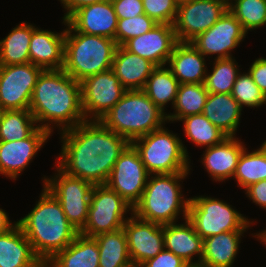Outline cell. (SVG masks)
I'll list each match as a JSON object with an SVG mask.
<instances>
[{
	"instance_id": "cell-1",
	"label": "cell",
	"mask_w": 266,
	"mask_h": 267,
	"mask_svg": "<svg viewBox=\"0 0 266 267\" xmlns=\"http://www.w3.org/2000/svg\"><path fill=\"white\" fill-rule=\"evenodd\" d=\"M57 167L93 185H105L115 162L131 144L100 121H85L60 132Z\"/></svg>"
},
{
	"instance_id": "cell-2",
	"label": "cell",
	"mask_w": 266,
	"mask_h": 267,
	"mask_svg": "<svg viewBox=\"0 0 266 267\" xmlns=\"http://www.w3.org/2000/svg\"><path fill=\"white\" fill-rule=\"evenodd\" d=\"M29 110L38 127L51 135L85 122L81 84L63 69L43 70L34 87Z\"/></svg>"
},
{
	"instance_id": "cell-3",
	"label": "cell",
	"mask_w": 266,
	"mask_h": 267,
	"mask_svg": "<svg viewBox=\"0 0 266 267\" xmlns=\"http://www.w3.org/2000/svg\"><path fill=\"white\" fill-rule=\"evenodd\" d=\"M17 223L40 260H51L79 234L60 202L44 185L34 208Z\"/></svg>"
},
{
	"instance_id": "cell-4",
	"label": "cell",
	"mask_w": 266,
	"mask_h": 267,
	"mask_svg": "<svg viewBox=\"0 0 266 267\" xmlns=\"http://www.w3.org/2000/svg\"><path fill=\"white\" fill-rule=\"evenodd\" d=\"M189 173L151 174L132 213L145 221L160 225L178 222L188 215L189 198L183 197L182 180ZM181 181V182H180Z\"/></svg>"
},
{
	"instance_id": "cell-5",
	"label": "cell",
	"mask_w": 266,
	"mask_h": 267,
	"mask_svg": "<svg viewBox=\"0 0 266 267\" xmlns=\"http://www.w3.org/2000/svg\"><path fill=\"white\" fill-rule=\"evenodd\" d=\"M99 121L130 143L168 123L166 114L143 90H126Z\"/></svg>"
},
{
	"instance_id": "cell-6",
	"label": "cell",
	"mask_w": 266,
	"mask_h": 267,
	"mask_svg": "<svg viewBox=\"0 0 266 267\" xmlns=\"http://www.w3.org/2000/svg\"><path fill=\"white\" fill-rule=\"evenodd\" d=\"M63 70L78 82L112 69L118 47L115 40L75 31L65 20Z\"/></svg>"
},
{
	"instance_id": "cell-7",
	"label": "cell",
	"mask_w": 266,
	"mask_h": 267,
	"mask_svg": "<svg viewBox=\"0 0 266 267\" xmlns=\"http://www.w3.org/2000/svg\"><path fill=\"white\" fill-rule=\"evenodd\" d=\"M177 134L165 125L135 139L131 144L138 151L147 172L151 174L190 173L187 147Z\"/></svg>"
},
{
	"instance_id": "cell-8",
	"label": "cell",
	"mask_w": 266,
	"mask_h": 267,
	"mask_svg": "<svg viewBox=\"0 0 266 267\" xmlns=\"http://www.w3.org/2000/svg\"><path fill=\"white\" fill-rule=\"evenodd\" d=\"M187 219L202 239L226 231H247L254 223L230 203L203 195L190 198Z\"/></svg>"
},
{
	"instance_id": "cell-9",
	"label": "cell",
	"mask_w": 266,
	"mask_h": 267,
	"mask_svg": "<svg viewBox=\"0 0 266 267\" xmlns=\"http://www.w3.org/2000/svg\"><path fill=\"white\" fill-rule=\"evenodd\" d=\"M132 211L133 207L118 193L106 185H94L91 192L88 219L79 233L87 237H95L102 233L121 229L128 219L127 213L132 214Z\"/></svg>"
},
{
	"instance_id": "cell-10",
	"label": "cell",
	"mask_w": 266,
	"mask_h": 267,
	"mask_svg": "<svg viewBox=\"0 0 266 267\" xmlns=\"http://www.w3.org/2000/svg\"><path fill=\"white\" fill-rule=\"evenodd\" d=\"M56 173L51 178L45 177L43 185L60 202L69 222L80 232L86 225L93 184L72 177L56 166Z\"/></svg>"
},
{
	"instance_id": "cell-11",
	"label": "cell",
	"mask_w": 266,
	"mask_h": 267,
	"mask_svg": "<svg viewBox=\"0 0 266 267\" xmlns=\"http://www.w3.org/2000/svg\"><path fill=\"white\" fill-rule=\"evenodd\" d=\"M227 10V0H190L178 4L173 24L177 41H193L210 29Z\"/></svg>"
},
{
	"instance_id": "cell-12",
	"label": "cell",
	"mask_w": 266,
	"mask_h": 267,
	"mask_svg": "<svg viewBox=\"0 0 266 267\" xmlns=\"http://www.w3.org/2000/svg\"><path fill=\"white\" fill-rule=\"evenodd\" d=\"M149 175L138 151L130 144L115 162L105 185L134 207L143 194Z\"/></svg>"
},
{
	"instance_id": "cell-13",
	"label": "cell",
	"mask_w": 266,
	"mask_h": 267,
	"mask_svg": "<svg viewBox=\"0 0 266 267\" xmlns=\"http://www.w3.org/2000/svg\"><path fill=\"white\" fill-rule=\"evenodd\" d=\"M80 84L86 121H99L126 91L112 69L89 76Z\"/></svg>"
},
{
	"instance_id": "cell-14",
	"label": "cell",
	"mask_w": 266,
	"mask_h": 267,
	"mask_svg": "<svg viewBox=\"0 0 266 267\" xmlns=\"http://www.w3.org/2000/svg\"><path fill=\"white\" fill-rule=\"evenodd\" d=\"M43 69L34 64L0 66V104L5 110L29 109Z\"/></svg>"
},
{
	"instance_id": "cell-15",
	"label": "cell",
	"mask_w": 266,
	"mask_h": 267,
	"mask_svg": "<svg viewBox=\"0 0 266 267\" xmlns=\"http://www.w3.org/2000/svg\"><path fill=\"white\" fill-rule=\"evenodd\" d=\"M248 33L235 16L227 12L207 31L199 34L190 43L206 58H230L232 50L244 41Z\"/></svg>"
},
{
	"instance_id": "cell-16",
	"label": "cell",
	"mask_w": 266,
	"mask_h": 267,
	"mask_svg": "<svg viewBox=\"0 0 266 267\" xmlns=\"http://www.w3.org/2000/svg\"><path fill=\"white\" fill-rule=\"evenodd\" d=\"M123 229L134 267H140L164 249L163 225L142 220L132 213Z\"/></svg>"
},
{
	"instance_id": "cell-17",
	"label": "cell",
	"mask_w": 266,
	"mask_h": 267,
	"mask_svg": "<svg viewBox=\"0 0 266 267\" xmlns=\"http://www.w3.org/2000/svg\"><path fill=\"white\" fill-rule=\"evenodd\" d=\"M50 136L51 134L47 130L38 127L26 139L10 142L0 141V174L16 180Z\"/></svg>"
},
{
	"instance_id": "cell-18",
	"label": "cell",
	"mask_w": 266,
	"mask_h": 267,
	"mask_svg": "<svg viewBox=\"0 0 266 267\" xmlns=\"http://www.w3.org/2000/svg\"><path fill=\"white\" fill-rule=\"evenodd\" d=\"M177 43L173 25L158 24L147 33L131 38L123 47L130 53L149 60L155 66H167Z\"/></svg>"
},
{
	"instance_id": "cell-19",
	"label": "cell",
	"mask_w": 266,
	"mask_h": 267,
	"mask_svg": "<svg viewBox=\"0 0 266 267\" xmlns=\"http://www.w3.org/2000/svg\"><path fill=\"white\" fill-rule=\"evenodd\" d=\"M117 20L111 0H106L81 7L66 22L77 32L116 41Z\"/></svg>"
},
{
	"instance_id": "cell-20",
	"label": "cell",
	"mask_w": 266,
	"mask_h": 267,
	"mask_svg": "<svg viewBox=\"0 0 266 267\" xmlns=\"http://www.w3.org/2000/svg\"><path fill=\"white\" fill-rule=\"evenodd\" d=\"M244 149V142L237 137H226L220 144L207 147L201 162L213 181L225 182L233 178Z\"/></svg>"
},
{
	"instance_id": "cell-21",
	"label": "cell",
	"mask_w": 266,
	"mask_h": 267,
	"mask_svg": "<svg viewBox=\"0 0 266 267\" xmlns=\"http://www.w3.org/2000/svg\"><path fill=\"white\" fill-rule=\"evenodd\" d=\"M64 52L65 29L58 33L33 26L29 48L32 64L43 70L63 69Z\"/></svg>"
},
{
	"instance_id": "cell-22",
	"label": "cell",
	"mask_w": 266,
	"mask_h": 267,
	"mask_svg": "<svg viewBox=\"0 0 266 267\" xmlns=\"http://www.w3.org/2000/svg\"><path fill=\"white\" fill-rule=\"evenodd\" d=\"M163 236L164 249L181 257L187 263H200L203 239L187 218L183 224L175 222L163 225ZM195 256L198 257V260H195Z\"/></svg>"
},
{
	"instance_id": "cell-23",
	"label": "cell",
	"mask_w": 266,
	"mask_h": 267,
	"mask_svg": "<svg viewBox=\"0 0 266 267\" xmlns=\"http://www.w3.org/2000/svg\"><path fill=\"white\" fill-rule=\"evenodd\" d=\"M167 65L180 84H202L205 81V56L190 42H178Z\"/></svg>"
},
{
	"instance_id": "cell-24",
	"label": "cell",
	"mask_w": 266,
	"mask_h": 267,
	"mask_svg": "<svg viewBox=\"0 0 266 267\" xmlns=\"http://www.w3.org/2000/svg\"><path fill=\"white\" fill-rule=\"evenodd\" d=\"M156 66L149 60L118 46L112 63L114 75L126 90H143Z\"/></svg>"
},
{
	"instance_id": "cell-25",
	"label": "cell",
	"mask_w": 266,
	"mask_h": 267,
	"mask_svg": "<svg viewBox=\"0 0 266 267\" xmlns=\"http://www.w3.org/2000/svg\"><path fill=\"white\" fill-rule=\"evenodd\" d=\"M242 110L231 94L209 93L202 114L227 137H236Z\"/></svg>"
},
{
	"instance_id": "cell-26",
	"label": "cell",
	"mask_w": 266,
	"mask_h": 267,
	"mask_svg": "<svg viewBox=\"0 0 266 267\" xmlns=\"http://www.w3.org/2000/svg\"><path fill=\"white\" fill-rule=\"evenodd\" d=\"M246 231H226L203 239L200 263L204 267H233ZM241 238V239H240Z\"/></svg>"
},
{
	"instance_id": "cell-27",
	"label": "cell",
	"mask_w": 266,
	"mask_h": 267,
	"mask_svg": "<svg viewBox=\"0 0 266 267\" xmlns=\"http://www.w3.org/2000/svg\"><path fill=\"white\" fill-rule=\"evenodd\" d=\"M39 260L18 223L0 234V267H33Z\"/></svg>"
},
{
	"instance_id": "cell-28",
	"label": "cell",
	"mask_w": 266,
	"mask_h": 267,
	"mask_svg": "<svg viewBox=\"0 0 266 267\" xmlns=\"http://www.w3.org/2000/svg\"><path fill=\"white\" fill-rule=\"evenodd\" d=\"M56 267H99V250L94 237L78 234L51 260Z\"/></svg>"
},
{
	"instance_id": "cell-29",
	"label": "cell",
	"mask_w": 266,
	"mask_h": 267,
	"mask_svg": "<svg viewBox=\"0 0 266 267\" xmlns=\"http://www.w3.org/2000/svg\"><path fill=\"white\" fill-rule=\"evenodd\" d=\"M33 24L22 22L0 40V66L30 63L29 48Z\"/></svg>"
},
{
	"instance_id": "cell-30",
	"label": "cell",
	"mask_w": 266,
	"mask_h": 267,
	"mask_svg": "<svg viewBox=\"0 0 266 267\" xmlns=\"http://www.w3.org/2000/svg\"><path fill=\"white\" fill-rule=\"evenodd\" d=\"M94 238L99 250V267H134L123 228Z\"/></svg>"
},
{
	"instance_id": "cell-31",
	"label": "cell",
	"mask_w": 266,
	"mask_h": 267,
	"mask_svg": "<svg viewBox=\"0 0 266 267\" xmlns=\"http://www.w3.org/2000/svg\"><path fill=\"white\" fill-rule=\"evenodd\" d=\"M179 85V81L168 66H156L147 79L143 91L161 111L167 114L165 106L171 102L173 107Z\"/></svg>"
},
{
	"instance_id": "cell-32",
	"label": "cell",
	"mask_w": 266,
	"mask_h": 267,
	"mask_svg": "<svg viewBox=\"0 0 266 267\" xmlns=\"http://www.w3.org/2000/svg\"><path fill=\"white\" fill-rule=\"evenodd\" d=\"M208 94L204 83L180 84L172 107L174 111L166 114L167 122H178L187 116L201 114Z\"/></svg>"
},
{
	"instance_id": "cell-33",
	"label": "cell",
	"mask_w": 266,
	"mask_h": 267,
	"mask_svg": "<svg viewBox=\"0 0 266 267\" xmlns=\"http://www.w3.org/2000/svg\"><path fill=\"white\" fill-rule=\"evenodd\" d=\"M233 179L237 185L246 189L248 186L266 179V145L249 152L245 148L239 158Z\"/></svg>"
},
{
	"instance_id": "cell-34",
	"label": "cell",
	"mask_w": 266,
	"mask_h": 267,
	"mask_svg": "<svg viewBox=\"0 0 266 267\" xmlns=\"http://www.w3.org/2000/svg\"><path fill=\"white\" fill-rule=\"evenodd\" d=\"M186 137L195 146L211 147L220 144L227 136L214 126L202 113L182 118Z\"/></svg>"
},
{
	"instance_id": "cell-35",
	"label": "cell",
	"mask_w": 266,
	"mask_h": 267,
	"mask_svg": "<svg viewBox=\"0 0 266 267\" xmlns=\"http://www.w3.org/2000/svg\"><path fill=\"white\" fill-rule=\"evenodd\" d=\"M38 128L29 109L5 110L0 123V141L26 139Z\"/></svg>"
},
{
	"instance_id": "cell-36",
	"label": "cell",
	"mask_w": 266,
	"mask_h": 267,
	"mask_svg": "<svg viewBox=\"0 0 266 267\" xmlns=\"http://www.w3.org/2000/svg\"><path fill=\"white\" fill-rule=\"evenodd\" d=\"M211 72L206 73L204 85L208 93L231 94L235 80L241 72L234 57L214 59Z\"/></svg>"
},
{
	"instance_id": "cell-37",
	"label": "cell",
	"mask_w": 266,
	"mask_h": 267,
	"mask_svg": "<svg viewBox=\"0 0 266 267\" xmlns=\"http://www.w3.org/2000/svg\"><path fill=\"white\" fill-rule=\"evenodd\" d=\"M228 10L247 33L266 25V0H229Z\"/></svg>"
},
{
	"instance_id": "cell-38",
	"label": "cell",
	"mask_w": 266,
	"mask_h": 267,
	"mask_svg": "<svg viewBox=\"0 0 266 267\" xmlns=\"http://www.w3.org/2000/svg\"><path fill=\"white\" fill-rule=\"evenodd\" d=\"M231 95L244 107L257 108L266 104V96L254 83L248 72H240L235 80Z\"/></svg>"
},
{
	"instance_id": "cell-39",
	"label": "cell",
	"mask_w": 266,
	"mask_h": 267,
	"mask_svg": "<svg viewBox=\"0 0 266 267\" xmlns=\"http://www.w3.org/2000/svg\"><path fill=\"white\" fill-rule=\"evenodd\" d=\"M157 25L158 23L146 14H141L129 19H118L116 43L118 46H123L131 38L143 35Z\"/></svg>"
},
{
	"instance_id": "cell-40",
	"label": "cell",
	"mask_w": 266,
	"mask_h": 267,
	"mask_svg": "<svg viewBox=\"0 0 266 267\" xmlns=\"http://www.w3.org/2000/svg\"><path fill=\"white\" fill-rule=\"evenodd\" d=\"M142 2L144 14L158 24H174L178 9L176 0H142Z\"/></svg>"
},
{
	"instance_id": "cell-41",
	"label": "cell",
	"mask_w": 266,
	"mask_h": 267,
	"mask_svg": "<svg viewBox=\"0 0 266 267\" xmlns=\"http://www.w3.org/2000/svg\"><path fill=\"white\" fill-rule=\"evenodd\" d=\"M117 19H129L144 14L142 0H111Z\"/></svg>"
},
{
	"instance_id": "cell-42",
	"label": "cell",
	"mask_w": 266,
	"mask_h": 267,
	"mask_svg": "<svg viewBox=\"0 0 266 267\" xmlns=\"http://www.w3.org/2000/svg\"><path fill=\"white\" fill-rule=\"evenodd\" d=\"M186 263L181 257L163 249L157 256L147 260L140 267H184Z\"/></svg>"
},
{
	"instance_id": "cell-43",
	"label": "cell",
	"mask_w": 266,
	"mask_h": 267,
	"mask_svg": "<svg viewBox=\"0 0 266 267\" xmlns=\"http://www.w3.org/2000/svg\"><path fill=\"white\" fill-rule=\"evenodd\" d=\"M248 73L266 96V58L259 57L250 65Z\"/></svg>"
},
{
	"instance_id": "cell-44",
	"label": "cell",
	"mask_w": 266,
	"mask_h": 267,
	"mask_svg": "<svg viewBox=\"0 0 266 267\" xmlns=\"http://www.w3.org/2000/svg\"><path fill=\"white\" fill-rule=\"evenodd\" d=\"M244 191L250 201L266 209V179L248 186Z\"/></svg>"
},
{
	"instance_id": "cell-45",
	"label": "cell",
	"mask_w": 266,
	"mask_h": 267,
	"mask_svg": "<svg viewBox=\"0 0 266 267\" xmlns=\"http://www.w3.org/2000/svg\"><path fill=\"white\" fill-rule=\"evenodd\" d=\"M63 5L62 8L65 9L66 13L62 17V20H67L75 11L80 9L81 7L91 5L94 3L103 2L106 0H58Z\"/></svg>"
},
{
	"instance_id": "cell-46",
	"label": "cell",
	"mask_w": 266,
	"mask_h": 267,
	"mask_svg": "<svg viewBox=\"0 0 266 267\" xmlns=\"http://www.w3.org/2000/svg\"><path fill=\"white\" fill-rule=\"evenodd\" d=\"M11 221L12 220H10L8 213L4 209L0 208V234L8 232L17 224V221L14 223Z\"/></svg>"
},
{
	"instance_id": "cell-47",
	"label": "cell",
	"mask_w": 266,
	"mask_h": 267,
	"mask_svg": "<svg viewBox=\"0 0 266 267\" xmlns=\"http://www.w3.org/2000/svg\"><path fill=\"white\" fill-rule=\"evenodd\" d=\"M252 235V237H256L257 240H260V242L263 243V245H265L266 247V229L262 232L259 231L257 234L255 233V235L252 233Z\"/></svg>"
},
{
	"instance_id": "cell-48",
	"label": "cell",
	"mask_w": 266,
	"mask_h": 267,
	"mask_svg": "<svg viewBox=\"0 0 266 267\" xmlns=\"http://www.w3.org/2000/svg\"><path fill=\"white\" fill-rule=\"evenodd\" d=\"M33 267H56L50 260H39Z\"/></svg>"
},
{
	"instance_id": "cell-49",
	"label": "cell",
	"mask_w": 266,
	"mask_h": 267,
	"mask_svg": "<svg viewBox=\"0 0 266 267\" xmlns=\"http://www.w3.org/2000/svg\"><path fill=\"white\" fill-rule=\"evenodd\" d=\"M184 267H204L201 263H186Z\"/></svg>"
},
{
	"instance_id": "cell-50",
	"label": "cell",
	"mask_w": 266,
	"mask_h": 267,
	"mask_svg": "<svg viewBox=\"0 0 266 267\" xmlns=\"http://www.w3.org/2000/svg\"><path fill=\"white\" fill-rule=\"evenodd\" d=\"M5 109L2 107V105L0 104V123H1V119L3 117Z\"/></svg>"
},
{
	"instance_id": "cell-51",
	"label": "cell",
	"mask_w": 266,
	"mask_h": 267,
	"mask_svg": "<svg viewBox=\"0 0 266 267\" xmlns=\"http://www.w3.org/2000/svg\"><path fill=\"white\" fill-rule=\"evenodd\" d=\"M186 1H190V0H176V2H177L178 4H180V3H182V2H186Z\"/></svg>"
}]
</instances>
